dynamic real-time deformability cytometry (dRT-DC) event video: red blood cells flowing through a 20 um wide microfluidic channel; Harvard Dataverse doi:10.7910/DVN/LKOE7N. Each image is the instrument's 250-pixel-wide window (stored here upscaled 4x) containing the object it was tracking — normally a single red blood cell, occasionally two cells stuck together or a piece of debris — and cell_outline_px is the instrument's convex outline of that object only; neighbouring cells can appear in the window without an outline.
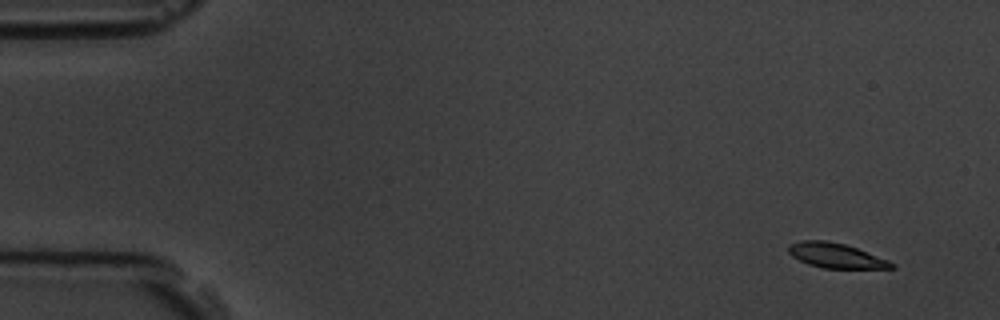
{"species": "common noctule bat (a hibernating species)", "species_latin": "Nyctalus noctula", "temperature_condition": "room temperature", "stored_images_in_passage": 9, "camera_frame_rate_fps": 3000, "um_per_image_px": 0.085, "animal": {"sex": "male", "body_mass_g": 19.5, "forearm_length_mm": 54.6}, "frame": {"image": 1, "passage_image": 2, "time_ms": 1.0, "image_size_px": [1000, 320], "cell_outline_px": [[896, 268], [824, 268], [808, 264], [792, 256], [788, 252], [788, 244], [800, 240], [828, 240], [844, 244], [856, 248], [888, 260], [896, 264]], "centroid_in_image_um": [71.02, 21.71], "position_along_channel_um": 14.0, "area_um2": 14.85}}
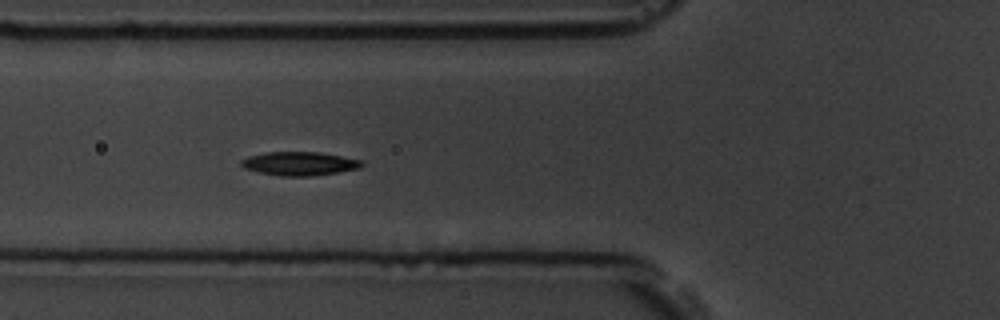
{"frame": {"image": 2, "passage_image": 7, "time_ms": 6.667, "image_size_px": [1000, 320], "cell_outline_px": [[364, 164], [360, 168], [340, 172], [308, 176], [280, 176], [260, 172], [244, 168], [240, 164], [240, 160], [248, 156], [264, 152], [320, 152], [360, 160]], "centroid_in_image_um": [25.43, 13.9], "position_along_channel_um": 100.4, "area_um2": 16.59}}
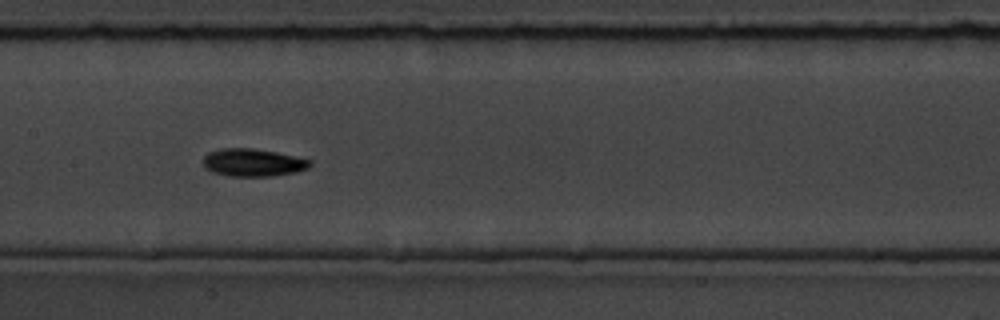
{"frame": {"image": 3, "passage_image": 9, "time_ms": 9.0, "image_size_px": [1000, 320], "cell_outline_px": [[312, 164], [308, 168], [296, 172], [272, 176], [228, 176], [212, 172], [204, 168], [200, 160], [208, 152], [220, 148], [252, 148], [276, 152], [312, 160]], "centroid_in_image_um": [21.45, 13.81], "position_along_channel_um": 186.0, "area_um2": 17.51}}